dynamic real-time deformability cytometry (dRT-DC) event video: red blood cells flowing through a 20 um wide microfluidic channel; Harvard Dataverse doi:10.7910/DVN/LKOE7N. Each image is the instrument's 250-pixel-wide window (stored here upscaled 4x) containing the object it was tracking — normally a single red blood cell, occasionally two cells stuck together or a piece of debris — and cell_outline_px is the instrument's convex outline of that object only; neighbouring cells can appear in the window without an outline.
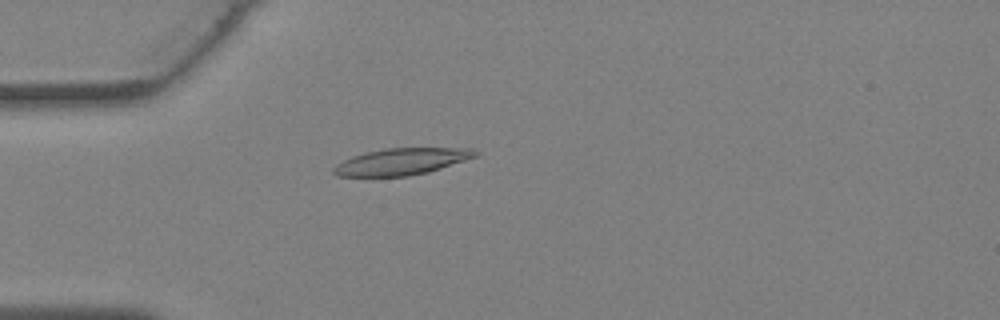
{"species": "Egyptian fruit bat (a non-hibernating species)", "species_latin": "Rousettus aegyptiacus", "temperature_condition": "warm", "stored_images_in_passage": 38, "camera_frame_rate_fps": 3000, "um_per_image_px": 0.085, "animal": {"sex": "female"}, "frame": {"image": 1, "passage_image": 11, "time_ms": 3.333, "image_size_px": [1000, 320], "cell_outline_px": [[480, 152], [476, 156], [428, 172], [408, 176], [336, 176], [332, 172], [332, 168], [336, 164], [352, 156], [384, 148], [472, 148]], "centroid_in_image_um": [34.11, 13.73], "position_along_channel_um": 50.9, "area_um2": 21.85}}
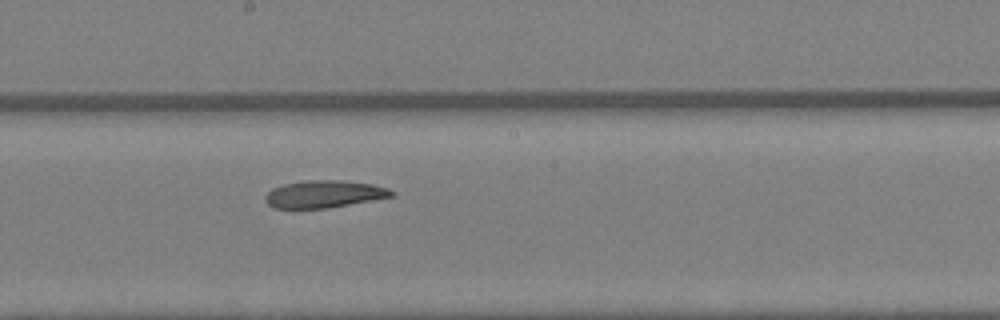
{"frame": {"image": 2, "passage_image": 21, "time_ms": 6.667, "image_size_px": [1000, 320], "cell_outline_px": [[396, 196], [328, 208], [272, 208], [268, 204], [264, 196], [272, 188], [284, 184], [308, 180], [340, 180], [372, 184], [388, 188], [396, 192]], "centroid_in_image_um": [27.58, 16.5], "position_along_channel_um": 220.6, "area_um2": 20.17}}
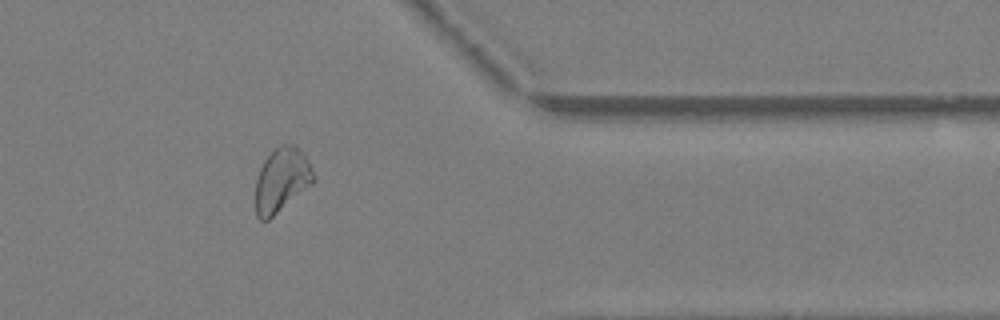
{"frame": {"image": 3, "passage_image": 31, "time_ms": 10.0, "image_size_px": [1000, 320], "cell_outline_px": [[316, 180], [312, 184], [268, 220], [260, 220], [256, 216], [256, 180], [260, 168], [264, 160], [280, 144], [296, 144], [304, 152], [316, 176]], "centroid_in_image_um": [23.97, 15.27], "position_along_channel_um": 387.4, "area_um2": 21.73}}